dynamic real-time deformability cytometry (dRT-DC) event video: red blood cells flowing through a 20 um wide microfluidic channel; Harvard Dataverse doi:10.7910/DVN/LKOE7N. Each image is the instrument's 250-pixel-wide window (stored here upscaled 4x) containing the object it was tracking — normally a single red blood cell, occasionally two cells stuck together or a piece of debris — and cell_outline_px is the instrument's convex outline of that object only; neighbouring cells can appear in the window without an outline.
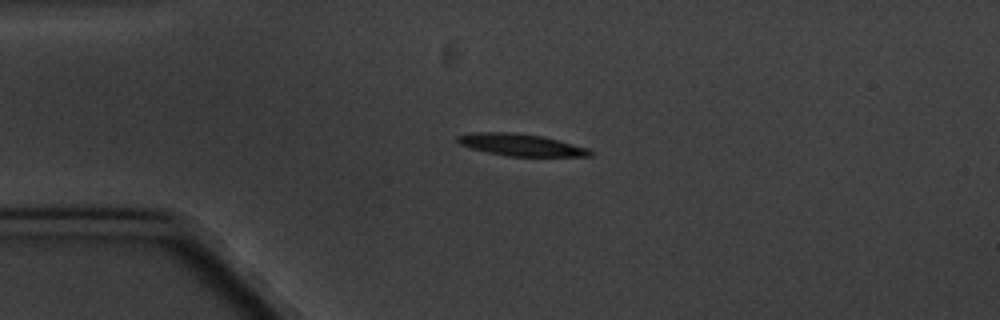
{"species": "common noctule bat (a hibernating species)", "species_latin": "Nyctalus noctula", "temperature_condition": "cold", "stored_images_in_passage": 1, "camera_frame_rate_fps": 3000, "um_per_image_px": 0.085, "animal": {"sex": "male", "body_mass_g": 20.1, "forearm_length_mm": 53.5}, "frame": {"image": 1, "passage_image": 1, "time_ms": 0.0, "image_size_px": [1000, 320], "cell_outline_px": [[592, 156], [508, 156], [488, 152], [472, 148], [460, 144], [456, 140], [456, 136], [472, 132], [516, 132], [544, 136], [588, 148], [592, 152]], "centroid_in_image_um": [44.27, 12.3], "position_along_channel_um": 40.7, "area_um2": 16.99}}